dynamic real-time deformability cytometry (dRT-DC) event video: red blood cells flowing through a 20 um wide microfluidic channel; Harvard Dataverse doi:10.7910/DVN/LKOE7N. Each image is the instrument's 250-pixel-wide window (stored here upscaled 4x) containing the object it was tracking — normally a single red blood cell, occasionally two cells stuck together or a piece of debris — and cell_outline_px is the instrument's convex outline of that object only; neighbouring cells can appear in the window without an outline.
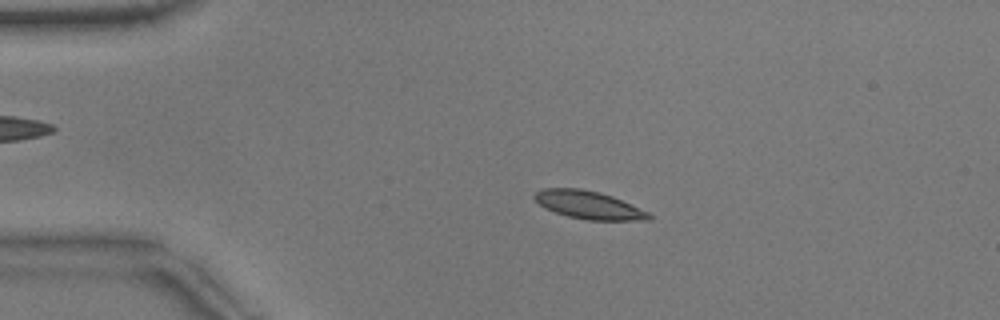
{"species": "common noctule bat (a hibernating species)", "species_latin": "Nyctalus noctula", "temperature_condition": "warm", "stored_images_in_passage": 53, "camera_frame_rate_fps": 3000, "um_per_image_px": 0.085, "animal": {"sex": "male", "body_mass_g": 17.9}, "frame": {"image": 1, "passage_image": 11, "time_ms": 3.333, "image_size_px": [1000, 320], "cell_outline_px": [[652, 220], [588, 220], [568, 216], [544, 208], [532, 196], [536, 192], [544, 188], [580, 188], [600, 192], [612, 196], [648, 212], [652, 216]], "centroid_in_image_um": [50.03, 17.42], "position_along_channel_um": 35.0, "area_um2": 18.5}}
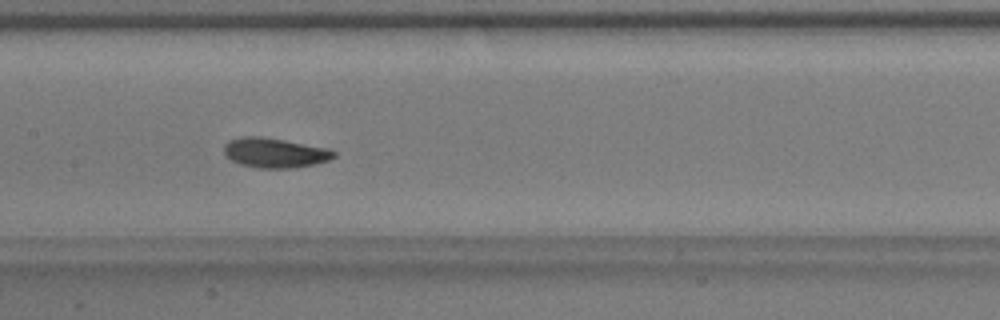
{"frame": {"image": 2, "passage_image": 26, "time_ms": 8.333, "image_size_px": [1000, 320], "cell_outline_px": [[336, 156], [328, 160], [312, 164], [288, 168], [256, 168], [240, 164], [232, 160], [224, 152], [224, 144], [228, 140], [244, 136], [260, 136], [284, 140], [324, 148], [336, 152]], "centroid_in_image_um": [23.3, 12.98], "position_along_channel_um": 184.1, "area_um2": 18.73}}
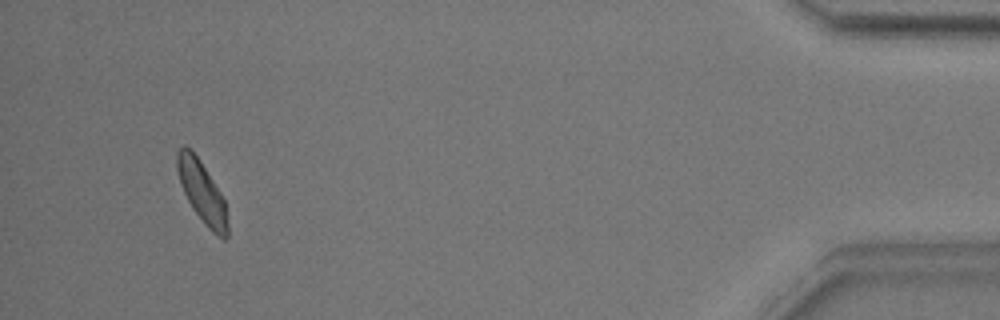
{"frame": {"image": 3, "passage_image": 50, "time_ms": 16.333, "image_size_px": [1000, 320], "cell_outline_px": [[228, 236], [224, 240], [212, 232], [204, 224], [192, 208], [180, 184], [176, 168], [176, 152], [184, 144], [192, 148], [200, 160], [220, 192], [224, 200], [228, 224]], "centroid_in_image_um": [17.15, 16.29], "position_along_channel_um": 418.1, "area_um2": 18.21}, "authors_computed_cell_mechanics": {"area_um2": 18.2648, "velocity_mm_per_s": 3.8077, "shape_relaxation_time_tau1_ms": 2.6243, "shape_relaxation_time_tau2_ms": 3.1781, "deformation_change_tau1": 0.1149, "deformation_change_tau2": 0.0946}}